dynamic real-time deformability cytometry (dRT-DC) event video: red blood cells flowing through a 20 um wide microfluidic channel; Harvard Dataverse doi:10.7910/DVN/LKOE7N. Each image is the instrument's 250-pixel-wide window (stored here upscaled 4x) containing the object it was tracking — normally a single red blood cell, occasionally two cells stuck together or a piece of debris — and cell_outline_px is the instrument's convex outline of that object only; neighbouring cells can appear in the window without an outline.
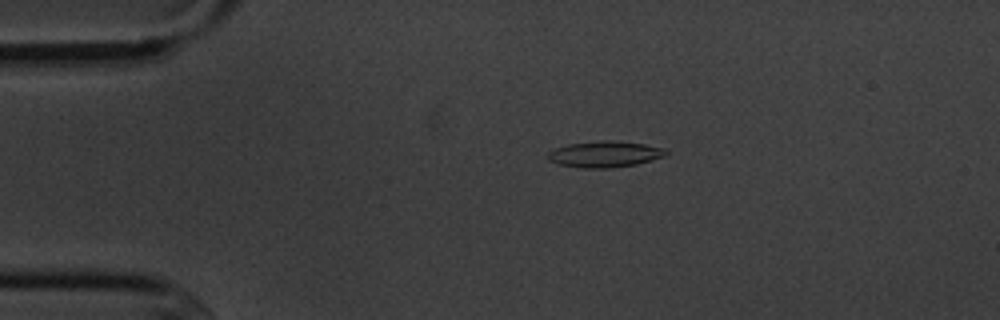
{"species": "common noctule bat (a hibernating species)", "species_latin": "Nyctalus noctula", "temperature_condition": "cold", "stored_images_in_passage": 5, "camera_frame_rate_fps": 3000, "um_per_image_px": 0.085, "animal": {"sex": "male", "body_mass_g": 20.1, "forearm_length_mm": 53.5}, "frame": {"image": 1, "passage_image": 3, "time_ms": 3.0, "image_size_px": [1000, 320], "cell_outline_px": [[668, 152], [664, 156], [652, 160], [636, 164], [612, 168], [580, 168], [560, 164], [548, 160], [548, 152], [556, 148], [568, 144], [604, 140], [616, 140], [644, 144], [664, 148]], "centroid_in_image_um": [51.41, 13.1], "position_along_channel_um": 33.6, "area_um2": 17.98}}